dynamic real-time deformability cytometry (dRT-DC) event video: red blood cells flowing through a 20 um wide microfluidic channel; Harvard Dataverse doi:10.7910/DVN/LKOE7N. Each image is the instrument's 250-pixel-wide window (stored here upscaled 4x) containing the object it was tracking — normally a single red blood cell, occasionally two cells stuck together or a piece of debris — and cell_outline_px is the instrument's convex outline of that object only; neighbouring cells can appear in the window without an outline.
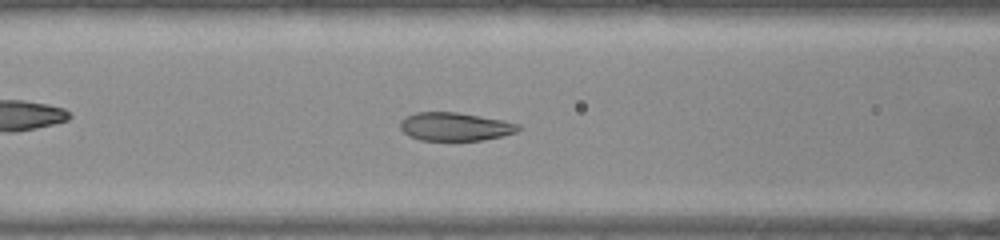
{"species": "common noctule bat (a hibernating species)", "species_latin": "Nyctalus noctula", "temperature_condition": "warm", "stored_images_in_passage": 53, "camera_frame_rate_fps": 3000, "um_per_image_px": 0.085, "animal": {"sex": "female", "body_mass_g": 22.0, "forearm_length_mm": 56.7}, "frame": {"image": 1, "passage_image": 20, "time_ms": 6.333, "image_size_px": [1000, 240], "cell_outline_px": [[520, 128], [516, 132], [484, 140], [420, 140], [408, 136], [400, 128], [400, 120], [404, 116], [416, 112], [456, 112], [480, 116], [520, 124]], "centroid_in_image_um": [38.62, 10.76], "position_along_channel_um": 128.0, "area_um2": 19.42}}
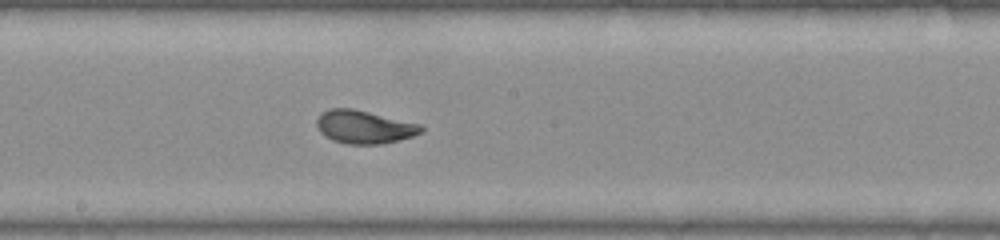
{"frame": {"image": 2, "passage_image": 27, "time_ms": 8.667, "image_size_px": [1000, 240], "cell_outline_px": [[424, 132], [400, 140], [384, 144], [344, 144], [332, 140], [320, 132], [316, 124], [316, 120], [320, 112], [328, 108], [352, 108], [420, 124], [424, 128]], "centroid_in_image_um": [30.94, 10.79], "position_along_channel_um": 217.3, "area_um2": 20.35}}
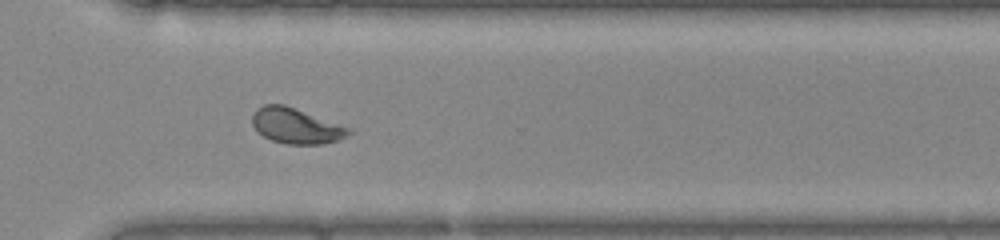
{"frame": {"image": 3, "passage_image": 37, "time_ms": 12.0, "image_size_px": [1000, 240], "cell_outline_px": [[352, 132], [348, 136], [324, 144], [284, 144], [272, 140], [256, 132], [252, 124], [252, 116], [256, 108], [264, 104], [284, 104], [352, 128]], "centroid_in_image_um": [25.15, 10.7], "position_along_channel_um": 345.4, "area_um2": 20.11}, "authors_computed_cell_mechanics": {"area_um2": 20.3456, "velocity_mm_per_s": 3.842, "shape_relaxation_time_tau1_ms": 4.5443, "shape_relaxation_time_tau2_ms": null, "deformation_change_tau1": 0.1709, "deformation_change_tau2": null}}